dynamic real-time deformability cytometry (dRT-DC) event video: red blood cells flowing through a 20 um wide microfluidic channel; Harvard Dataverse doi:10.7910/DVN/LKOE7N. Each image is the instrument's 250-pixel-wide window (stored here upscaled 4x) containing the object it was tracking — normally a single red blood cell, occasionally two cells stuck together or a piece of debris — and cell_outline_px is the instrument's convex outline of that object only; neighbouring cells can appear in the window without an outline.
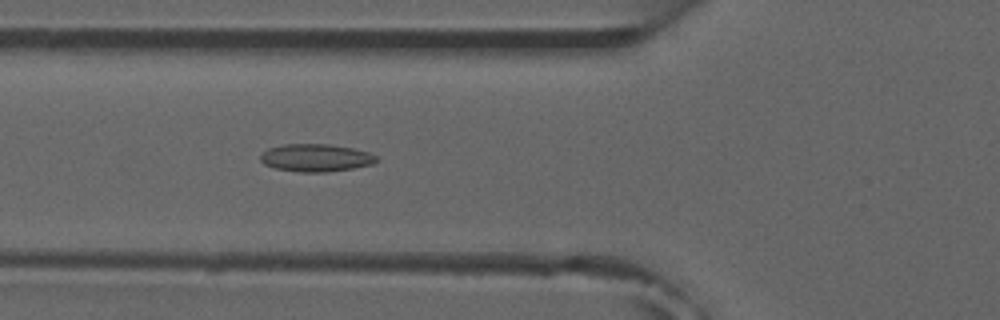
{"species": "common noctule bat (a hibernating species)", "species_latin": "Nyctalus noctula", "temperature_condition": "room temperature", "stored_images_in_passage": 6, "camera_frame_rate_fps": 3000, "um_per_image_px": 0.085, "animal": {"sex": "male", "forearm_length_mm": 52.5}, "frame": {"image": 1, "passage_image": 6, "time_ms": 5.667, "image_size_px": [1000, 320], "cell_outline_px": [[380, 160], [372, 164], [352, 168], [324, 172], [300, 172], [276, 168], [264, 164], [260, 160], [260, 152], [268, 148], [284, 144], [328, 144], [352, 148], [368, 152], [376, 156]], "centroid_in_image_um": [26.82, 13.4], "position_along_channel_um": 99.0, "area_um2": 18.67}}